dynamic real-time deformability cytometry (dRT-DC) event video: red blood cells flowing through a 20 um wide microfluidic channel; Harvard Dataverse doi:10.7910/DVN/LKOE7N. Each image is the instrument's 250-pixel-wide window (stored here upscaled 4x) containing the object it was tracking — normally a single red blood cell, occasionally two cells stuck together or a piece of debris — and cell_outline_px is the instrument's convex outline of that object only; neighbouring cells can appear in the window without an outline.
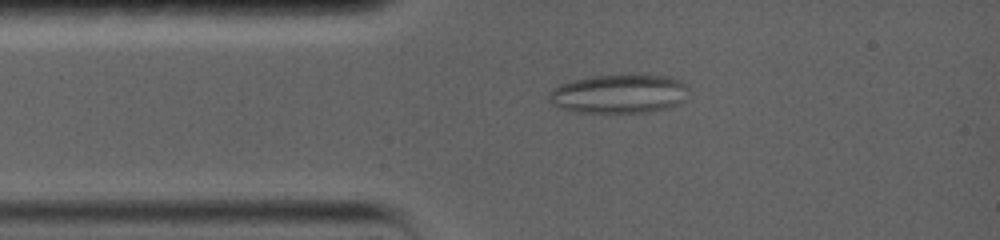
{"species": "common noctule bat (a hibernating species)", "species_latin": "Nyctalus noctula", "temperature_condition": "warm", "stored_images_in_passage": 46, "camera_frame_rate_fps": 5000, "um_per_image_px": 0.085, "animal": {"sex": "female", "body_mass_g": 19.0, "forearm_length_mm": 56.7}, "frame": {"image": 1, "passage_image": 7, "time_ms": 1.2, "image_size_px": [1000, 240], "cell_outline_px": [[688, 88], [684, 100], [680, 104], [664, 108], [644, 112], [580, 112], [560, 108], [552, 104], [548, 100], [548, 92], [552, 88], [560, 84], [572, 80], [596, 76], [672, 76], [688, 84]], "centroid_in_image_um": [52.6, 7.98], "position_along_channel_um": 32.4, "area_um2": 31.39}}
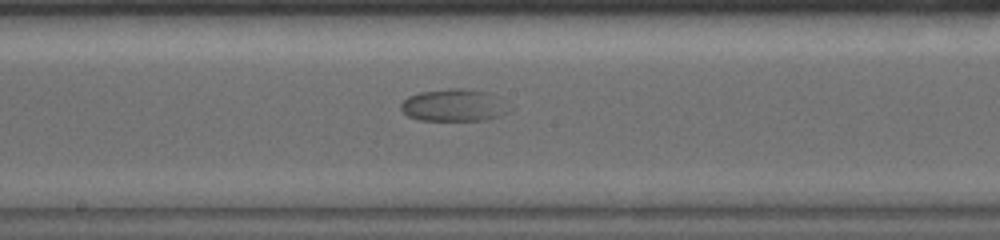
{"frame": {"image": 2, "passage_image": 20, "time_ms": 3.8, "image_size_px": [1000, 240], "cell_outline_px": [[512, 108], [508, 112], [500, 116], [484, 120], [420, 120], [408, 116], [400, 108], [400, 104], [408, 96], [420, 92], [448, 88], [460, 88], [488, 92], [496, 96]], "centroid_in_image_um": [38.59, 8.94], "position_along_channel_um": 209.6, "area_um2": 20.4}}
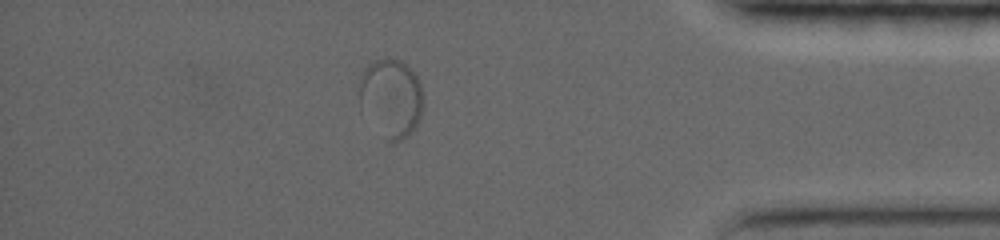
{"frame": {"image": 3, "passage_image": 36, "time_ms": 7.0, "image_size_px": [1000, 240], "cell_outline_px": [[424, 104], [416, 128], [408, 136], [392, 144], [360, 112], [360, 80], [364, 68], [368, 64], [376, 60], [400, 60], [416, 76], [420, 84], [424, 100]], "centroid_in_image_um": [33.24, 8.38], "position_along_channel_um": 402.0, "area_um2": 29.25}}